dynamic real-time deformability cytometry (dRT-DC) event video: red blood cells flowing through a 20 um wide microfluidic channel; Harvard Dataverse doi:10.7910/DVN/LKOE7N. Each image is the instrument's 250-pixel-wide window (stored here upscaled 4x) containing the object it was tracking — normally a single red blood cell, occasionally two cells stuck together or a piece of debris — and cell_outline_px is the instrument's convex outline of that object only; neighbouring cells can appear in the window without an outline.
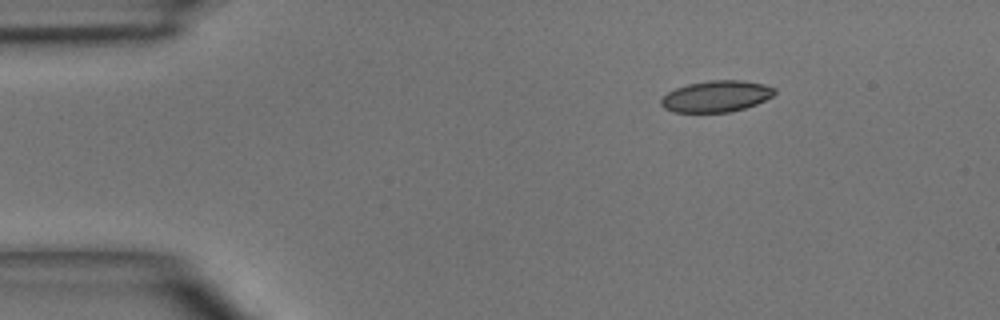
{"species": "common noctule bat (a hibernating species)", "species_latin": "Nyctalus noctula", "temperature_condition": "room temperature", "stored_images_in_passage": 4, "camera_frame_rate_fps": 3000, "um_per_image_px": 0.085, "animal": {"sex": "male", "body_mass_g": 15.6}, "frame": {"image": 1, "passage_image": 2, "time_ms": 2.0, "image_size_px": [1000, 320], "cell_outline_px": [[776, 92], [772, 96], [756, 104], [744, 108], [728, 112], [672, 112], [664, 108], [660, 104], [660, 100], [668, 92], [676, 88], [688, 84], [708, 80], [740, 80], [764, 84], [776, 88]], "centroid_in_image_um": [60.87, 8.18], "position_along_channel_um": 24.1, "area_um2": 20.69}}
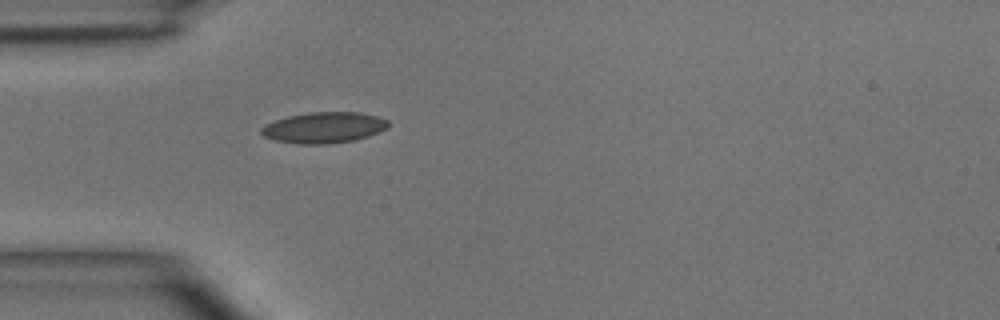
{"frame": {"image": 2, "passage_image": 4, "time_ms": 4.333, "image_size_px": [1000, 320], "cell_outline_px": [[388, 128], [380, 132], [368, 136], [352, 140], [324, 144], [300, 144], [276, 140], [264, 136], [260, 132], [260, 128], [264, 124], [288, 116], [308, 112], [360, 112], [376, 116], [388, 120]], "centroid_in_image_um": [27.53, 10.83], "position_along_channel_um": 57.5, "area_um2": 22.83}}